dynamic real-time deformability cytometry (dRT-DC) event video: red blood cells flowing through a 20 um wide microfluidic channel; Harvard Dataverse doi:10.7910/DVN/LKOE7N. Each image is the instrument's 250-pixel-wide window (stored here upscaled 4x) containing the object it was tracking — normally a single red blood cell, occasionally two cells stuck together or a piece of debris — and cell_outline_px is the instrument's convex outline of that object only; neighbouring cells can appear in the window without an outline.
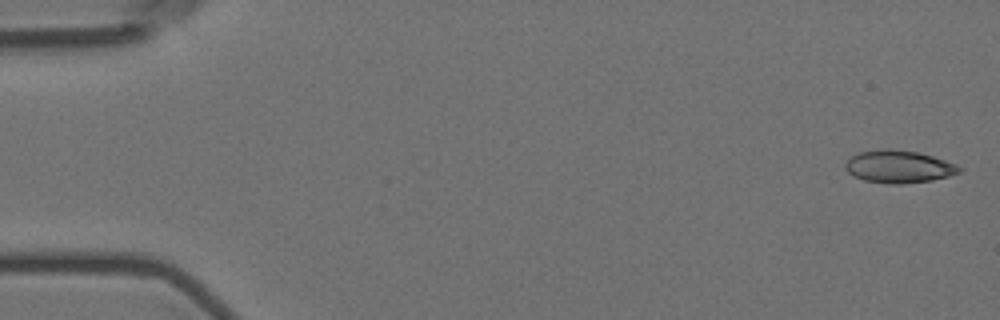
{"species": "Egyptian fruit bat (a non-hibernating species)", "species_latin": "Rousettus aegyptiacus", "temperature_condition": "room temperature", "stored_images_in_passage": 10, "camera_frame_rate_fps": 3000, "um_per_image_px": 0.085, "animal": {"sex": "female"}, "frame": {"image": 1, "passage_image": 1, "time_ms": 0.0, "image_size_px": [1000, 320], "cell_outline_px": [[964, 168], [960, 172], [948, 176], [932, 180], [900, 184], [888, 184], [864, 180], [852, 176], [844, 168], [844, 164], [852, 156], [860, 152], [888, 148], [916, 152], [932, 156], [956, 164]], "centroid_in_image_um": [76.38, 14.17], "position_along_channel_um": 8.6, "area_um2": 21.56}}
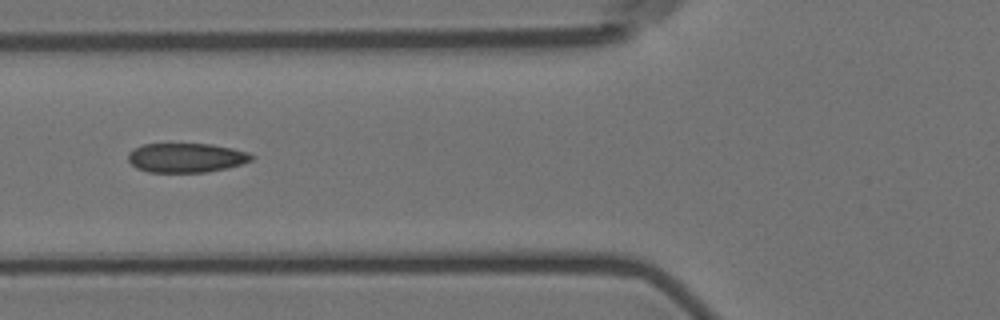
{"frame": {"image": 2, "passage_image": 7, "time_ms": 6.667, "image_size_px": [1000, 320], "cell_outline_px": [[256, 156], [252, 160], [228, 168], [208, 172], [148, 172], [136, 168], [128, 160], [128, 152], [144, 144], [212, 144], [232, 148], [248, 152]], "centroid_in_image_um": [15.85, 13.41], "position_along_channel_um": 110.0, "area_um2": 21.15}}
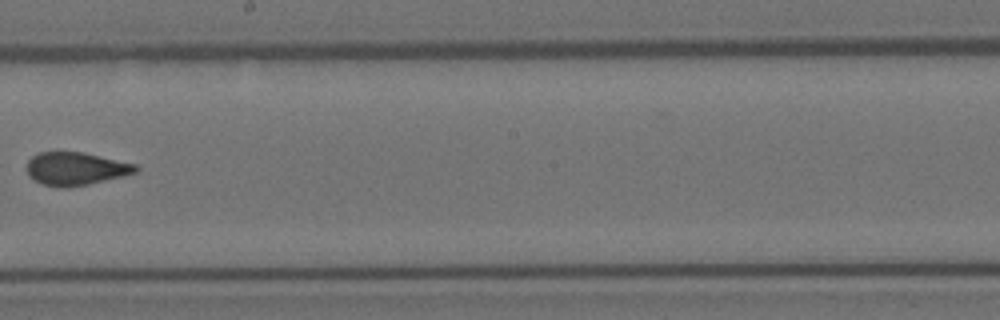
{"frame": {"image": 3, "passage_image": 10, "time_ms": 10.333, "image_size_px": [1000, 320], "cell_outline_px": [[140, 168], [136, 172], [124, 176], [88, 184], [68, 188], [60, 188], [44, 184], [32, 180], [28, 176], [28, 160], [32, 156], [40, 152], [84, 152], [136, 164]], "centroid_in_image_um": [6.44, 14.34], "position_along_channel_um": 241.8, "area_um2": 21.04}}